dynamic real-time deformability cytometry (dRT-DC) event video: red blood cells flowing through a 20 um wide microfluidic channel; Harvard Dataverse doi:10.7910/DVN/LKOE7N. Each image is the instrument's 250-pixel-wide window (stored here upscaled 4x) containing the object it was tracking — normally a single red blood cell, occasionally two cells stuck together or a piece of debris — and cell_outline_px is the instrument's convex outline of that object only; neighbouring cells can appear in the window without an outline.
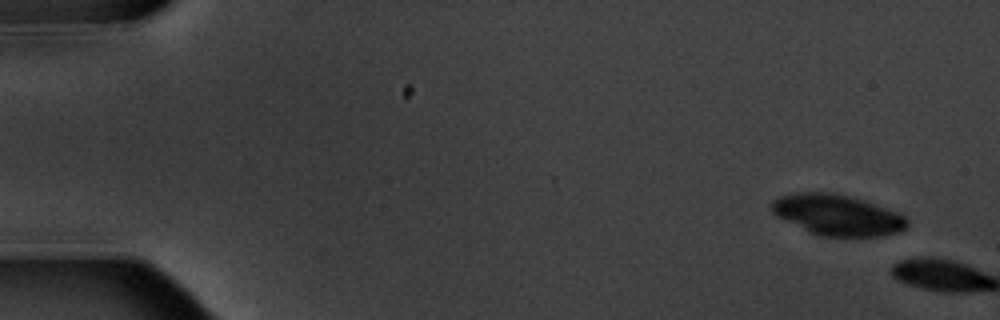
{"species": "common noctule bat (a hibernating species)", "species_latin": "Nyctalus noctula", "temperature_condition": "warm", "stored_images_in_passage": 2, "camera_frame_rate_fps": 3000, "um_per_image_px": 0.085, "animal": {"sex": "male", "body_mass_g": 20.1, "forearm_length_mm": 53.5}, "frame": {"image": 1, "passage_image": 1, "time_ms": 0.0, "image_size_px": [1000, 320], "cell_outline_px": [[908, 224], [900, 232], [880, 236], [820, 236], [776, 216], [772, 212], [772, 200], [776, 196], [796, 192], [832, 192], [852, 196], [900, 212], [908, 220]], "centroid_in_image_um": [71.19, 18.25], "position_along_channel_um": 13.8, "area_um2": 32.37}}